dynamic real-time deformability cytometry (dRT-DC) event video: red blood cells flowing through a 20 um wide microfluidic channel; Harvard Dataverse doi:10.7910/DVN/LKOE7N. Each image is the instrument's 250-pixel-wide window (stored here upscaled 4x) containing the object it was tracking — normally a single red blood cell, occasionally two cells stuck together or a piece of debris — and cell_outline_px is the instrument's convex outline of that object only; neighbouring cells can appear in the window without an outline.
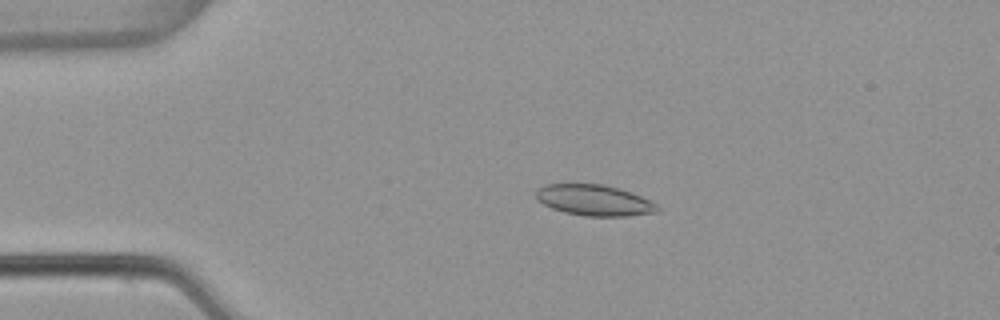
{"species": "common noctule bat (a hibernating species)", "species_latin": "Nyctalus noctula", "temperature_condition": "warm", "stored_images_in_passage": 54, "camera_frame_rate_fps": 3000, "um_per_image_px": 0.085, "animal": {"sex": "female", "body_mass_g": 22.7, "forearm_length_mm": 54.2}, "frame": {"image": 1, "passage_image": 12, "time_ms": 3.667, "image_size_px": [1000, 320], "cell_outline_px": [[660, 208], [656, 212], [628, 216], [584, 216], [564, 212], [552, 208], [536, 200], [536, 192], [544, 184], [604, 184], [620, 188], [632, 192], [656, 204]], "centroid_in_image_um": [50.5, 17.02], "position_along_channel_um": 34.5, "area_um2": 21.85}}
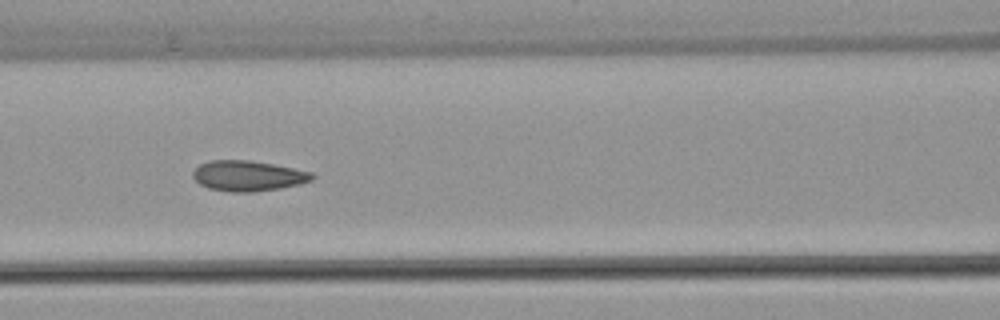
{"frame": {"image": 2, "passage_image": 24, "time_ms": 7.667, "image_size_px": [1000, 320], "cell_outline_px": [[316, 176], [312, 180], [300, 184], [280, 188], [252, 192], [232, 192], [208, 188], [200, 184], [192, 176], [192, 172], [200, 164], [212, 160], [248, 160], [272, 164], [312, 172]], "centroid_in_image_um": [21.08, 14.95], "position_along_channel_um": 145.5, "area_um2": 21.04}}
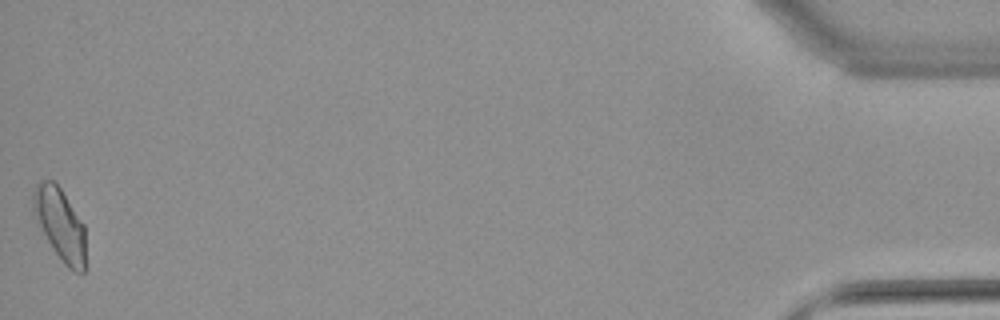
{"frame": {"image": 3, "passage_image": 54, "time_ms": 17.667, "image_size_px": [1000, 320], "cell_outline_px": [[84, 272], [72, 272], [64, 264], [52, 248], [32, 212], [32, 192], [36, 184], [40, 180], [52, 180], [60, 188], [84, 224]], "centroid_in_image_um": [5.07, 19.04], "position_along_channel_um": 430.1, "area_um2": 21.85}, "authors_computed_cell_mechanics": {"area_um2": 20.808, "velocity_mm_per_s": 3.8277, "shape_relaxation_time_tau1_ms": null, "shape_relaxation_time_tau2_ms": 2.1726, "deformation_change_tau1": null, "deformation_change_tau2": 0.0623}}